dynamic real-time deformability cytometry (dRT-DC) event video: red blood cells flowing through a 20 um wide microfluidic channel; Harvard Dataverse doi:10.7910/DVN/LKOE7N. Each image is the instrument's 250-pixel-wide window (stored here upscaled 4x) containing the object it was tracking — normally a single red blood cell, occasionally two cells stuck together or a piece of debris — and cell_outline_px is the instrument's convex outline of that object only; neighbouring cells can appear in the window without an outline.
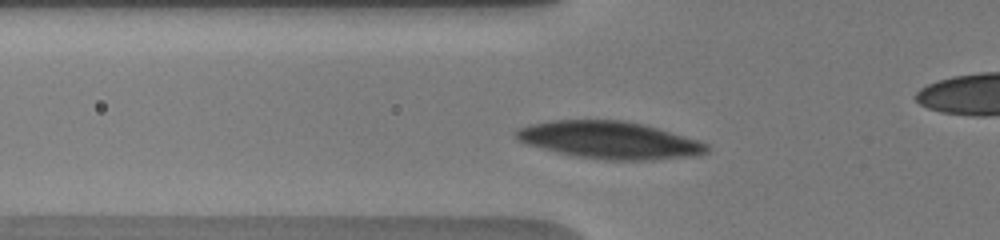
{"species": "human", "species_latin": "Homo sapiens", "temperature_condition": "warm", "stored_images_in_passage": 48, "camera_frame_rate_fps": 3000, "um_per_image_px": 0.085, "donor": {"sex": "male"}, "frame": {"image": 1, "passage_image": 2, "time_ms": 0.333, "image_size_px": [1000, 240], "cell_outline_px": [[708, 152], [696, 156], [652, 160], [608, 160], [576, 156], [524, 144], [516, 140], [512, 136], [512, 132], [516, 128], [532, 124], [552, 120], [620, 120], [640, 124], [656, 128], [696, 140], [708, 144]], "centroid_in_image_um": [51.72, 11.91], "position_along_channel_um": 74.1, "area_um2": 41.38}}
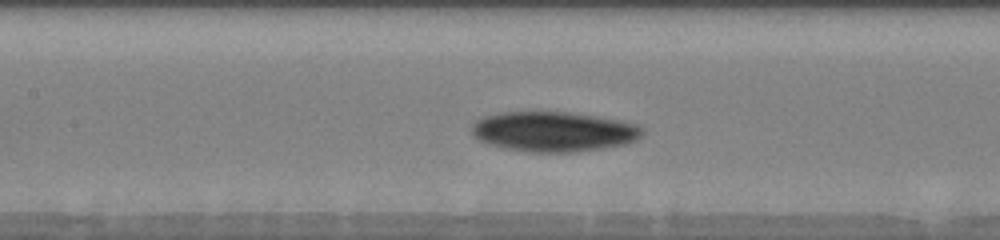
{"frame": {"image": 2, "passage_image": 11, "time_ms": 2.667, "image_size_px": [1000, 240], "cell_outline_px": [[644, 132], [636, 140], [624, 144], [600, 148], [572, 152], [532, 152], [508, 148], [492, 144], [480, 140], [472, 132], [472, 124], [476, 120], [484, 116], [500, 112], [536, 108], [568, 112], [624, 120], [636, 124], [644, 128]], "centroid_in_image_um": [47.06, 11.12], "position_along_channel_um": 160.3, "area_um2": 40.46}}
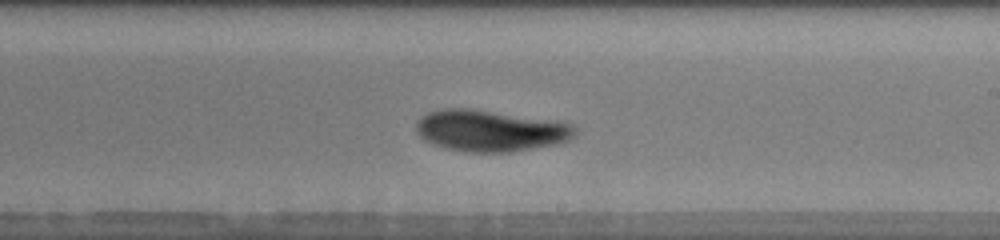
{"frame": {"image": 3, "passage_image": 20, "time_ms": 5.0, "image_size_px": [1000, 240], "cell_outline_px": [[576, 132], [568, 140], [560, 144], [508, 152], [464, 152], [432, 144], [424, 140], [416, 132], [416, 120], [428, 112], [448, 108], [472, 108], [560, 120], [572, 124], [576, 128]], "centroid_in_image_um": [41.7, 11.09], "position_along_channel_um": 247.3, "area_um2": 38.9}, "authors_computed_cell_mechanics": {"area_um2": 39.8531, "velocity_mm_per_s": 3.7312, "shape_relaxation_time_tau1_ms": 2.5409, "shape_relaxation_time_tau2_ms": 4.0011, "deformation_change_tau1": 0.0856, "deformation_change_tau2": 0.0828}}